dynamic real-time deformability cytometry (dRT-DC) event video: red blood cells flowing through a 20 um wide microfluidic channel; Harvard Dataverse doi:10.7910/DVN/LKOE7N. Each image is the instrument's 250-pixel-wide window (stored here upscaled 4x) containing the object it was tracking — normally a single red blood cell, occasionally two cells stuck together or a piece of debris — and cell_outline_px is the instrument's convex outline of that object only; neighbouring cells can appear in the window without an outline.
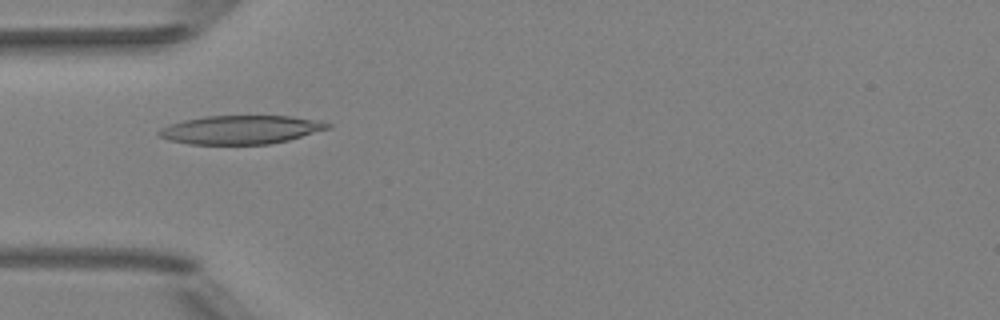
{"species": "Egyptian fruit bat (a non-hibernating species)", "species_latin": "Rousettus aegyptiacus", "temperature_condition": "room temperature", "stored_images_in_passage": 5, "camera_frame_rate_fps": 3000, "um_per_image_px": 0.085, "animal": {"sex": "female"}, "frame": {"image": 1, "passage_image": 4, "time_ms": 1.0, "image_size_px": [1000, 320], "cell_outline_px": [[332, 128], [288, 140], [268, 144], [188, 144], [168, 140], [156, 136], [156, 132], [160, 128], [168, 124], [184, 120], [204, 116], [292, 116], [316, 120], [332, 124]], "centroid_in_image_um": [20.42, 11.02], "position_along_channel_um": 64.6, "area_um2": 28.32}}
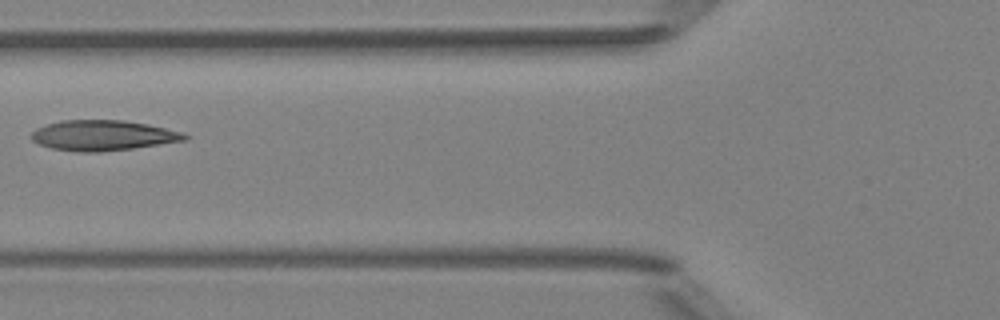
{"frame": {"image": 2, "passage_image": 5, "time_ms": 1.333, "image_size_px": [1000, 320], "cell_outline_px": [[188, 140], [132, 148], [100, 152], [76, 152], [52, 148], [40, 144], [32, 140], [32, 132], [36, 128], [60, 120], [124, 120], [148, 124], [184, 132], [188, 136]], "centroid_in_image_um": [8.77, 11.51], "position_along_channel_um": 117.0, "area_um2": 27.11}}